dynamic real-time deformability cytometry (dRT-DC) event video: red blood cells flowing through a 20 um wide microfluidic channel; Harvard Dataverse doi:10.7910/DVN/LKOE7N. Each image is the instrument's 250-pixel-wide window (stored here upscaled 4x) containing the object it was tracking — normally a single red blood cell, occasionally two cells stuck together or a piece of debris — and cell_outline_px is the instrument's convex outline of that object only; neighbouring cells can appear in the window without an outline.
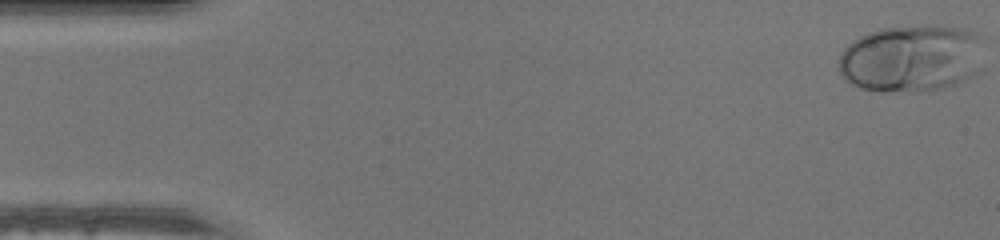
{"species": "human", "species_latin": "Homo sapiens", "temperature_condition": "warm", "stored_images_in_passage": 38, "camera_frame_rate_fps": 3000, "um_per_image_px": 0.085, "donor": {"sex": "male"}, "frame": {"image": 1, "passage_image": 1, "time_ms": 0.0, "image_size_px": [1000, 240], "cell_outline_px": [[980, 68], [972, 76], [956, 84], [944, 88], [920, 92], [880, 92], [860, 88], [844, 80], [840, 72], [840, 52], [852, 40], [868, 32], [880, 28], [924, 24], [936, 24], [960, 28], [976, 32], [980, 36]], "centroid_in_image_um": [77.44, 4.96], "position_along_channel_um": 7.6, "area_um2": 57.92}}
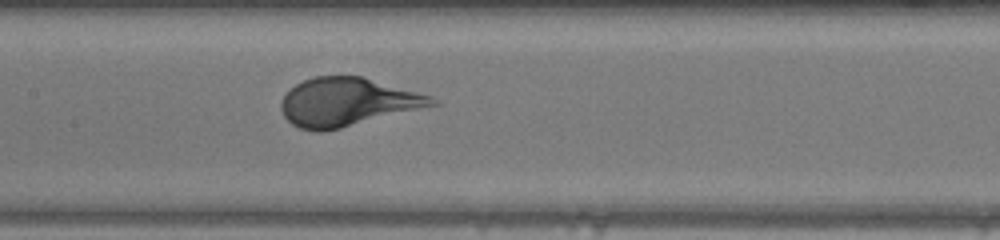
{"frame": {"image": 2, "passage_image": 23, "time_ms": 7.333, "image_size_px": [1000, 240], "cell_outline_px": [[440, 104], [340, 128], [320, 132], [316, 132], [300, 128], [292, 124], [284, 116], [280, 108], [280, 100], [296, 84], [304, 80], [316, 76], [364, 76], [432, 96]], "centroid_in_image_um": [29.53, 8.67], "position_along_channel_um": 177.9, "area_um2": 42.37}}
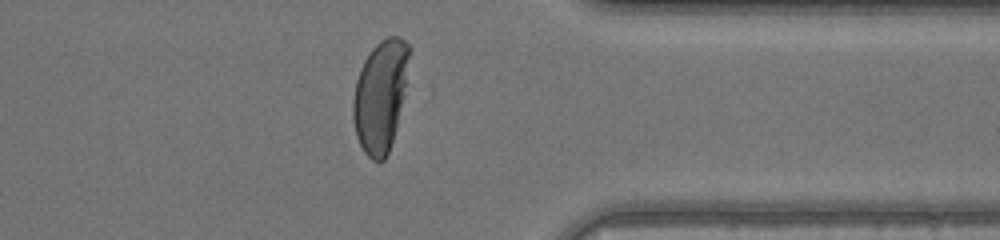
{"frame": {"image": 3, "passage_image": 38, "time_ms": 12.333, "image_size_px": [1000, 240], "cell_outline_px": [[412, 48], [396, 128], [388, 152], [384, 160], [372, 160], [364, 152], [356, 136], [352, 116], [352, 100], [356, 80], [360, 68], [364, 60], [372, 48], [380, 40], [388, 36], [400, 36]], "centroid_in_image_um": [32.32, 8.1], "position_along_channel_um": 379.1, "area_um2": 36.41}}